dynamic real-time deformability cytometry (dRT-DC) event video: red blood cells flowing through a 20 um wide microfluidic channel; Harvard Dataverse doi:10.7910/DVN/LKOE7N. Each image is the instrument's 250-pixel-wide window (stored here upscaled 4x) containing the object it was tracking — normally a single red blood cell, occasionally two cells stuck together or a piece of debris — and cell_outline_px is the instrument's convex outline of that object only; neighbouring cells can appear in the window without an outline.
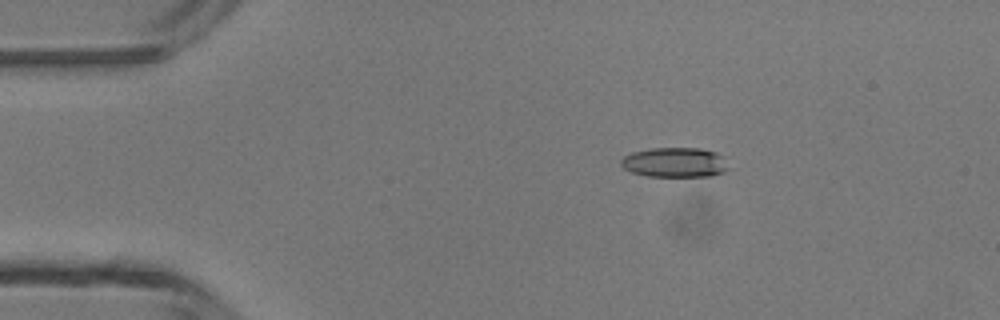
{"species": "common noctule bat (a hibernating species)", "species_latin": "Nyctalus noctula", "temperature_condition": "room temperature", "stored_images_in_passage": 4, "camera_frame_rate_fps": 3000, "um_per_image_px": 0.085, "animal": {"sex": "male", "body_mass_g": 13.3}, "frame": {"image": 1, "passage_image": 3, "time_ms": 2.333, "image_size_px": [1000, 320], "cell_outline_px": [[728, 168], [724, 172], [712, 176], [648, 176], [632, 172], [624, 168], [620, 164], [620, 160], [624, 156], [632, 152], [652, 148], [700, 148], [716, 152], [724, 156]], "centroid_in_image_um": [57.37, 13.8], "position_along_channel_um": 27.6, "area_um2": 18.73}}